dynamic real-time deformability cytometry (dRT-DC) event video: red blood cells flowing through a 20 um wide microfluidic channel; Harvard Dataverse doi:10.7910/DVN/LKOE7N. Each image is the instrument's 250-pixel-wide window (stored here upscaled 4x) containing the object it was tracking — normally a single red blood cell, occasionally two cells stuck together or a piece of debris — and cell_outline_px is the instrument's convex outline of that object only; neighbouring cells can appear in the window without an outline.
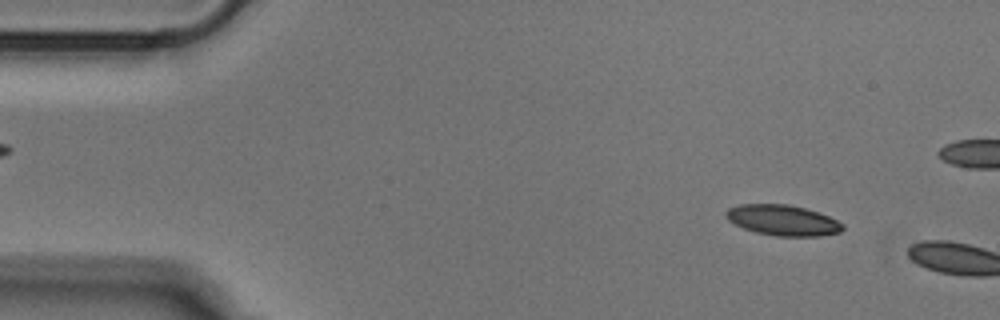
{"species": "Egyptian fruit bat (a non-hibernating species)", "species_latin": "Rousettus aegyptiacus", "temperature_condition": "cold", "stored_images_in_passage": 3, "camera_frame_rate_fps": 3000, "um_per_image_px": 0.085, "animal": {"sex": "male"}, "frame": {"image": 1, "passage_image": 1, "time_ms": 0.0, "image_size_px": [1000, 320], "cell_outline_px": [[844, 228], [840, 232], [820, 236], [776, 236], [756, 232], [744, 228], [728, 220], [724, 216], [724, 212], [728, 208], [740, 204], [788, 204], [804, 208], [828, 216], [844, 224]], "centroid_in_image_um": [66.51, 18.72], "position_along_channel_um": 18.5, "area_um2": 20.75}}